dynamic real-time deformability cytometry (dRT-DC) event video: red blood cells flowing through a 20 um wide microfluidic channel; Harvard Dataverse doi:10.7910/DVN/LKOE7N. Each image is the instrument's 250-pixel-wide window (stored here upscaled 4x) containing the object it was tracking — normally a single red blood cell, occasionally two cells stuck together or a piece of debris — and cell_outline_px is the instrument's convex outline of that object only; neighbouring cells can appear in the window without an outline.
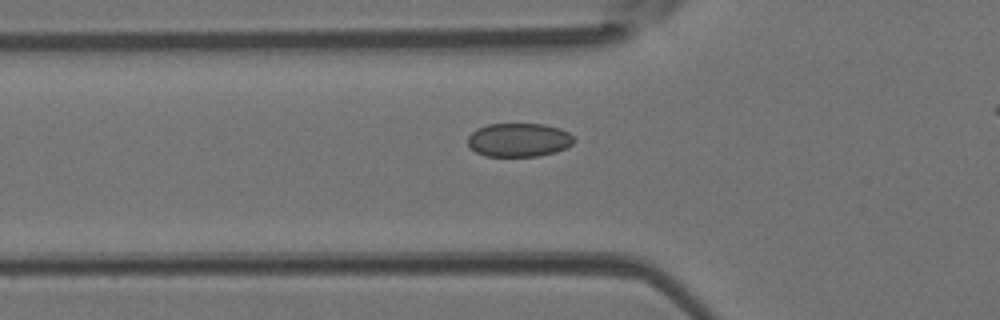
{"species": "Egyptian fruit bat (a non-hibernating species)", "species_latin": "Rousettus aegyptiacus", "temperature_condition": "room temperature", "stored_images_in_passage": 38, "camera_frame_rate_fps": 3000, "um_per_image_px": 0.085, "animal": {"sex": "female"}, "frame": {"image": 1, "passage_image": 13, "time_ms": 4.0, "image_size_px": [1000, 320], "cell_outline_px": [[576, 140], [572, 144], [556, 152], [540, 156], [484, 156], [476, 152], [468, 144], [468, 136], [476, 128], [488, 124], [544, 124], [560, 128], [568, 132]], "centroid_in_image_um": [44.1, 11.89], "position_along_channel_um": 81.7, "area_um2": 20.92}}
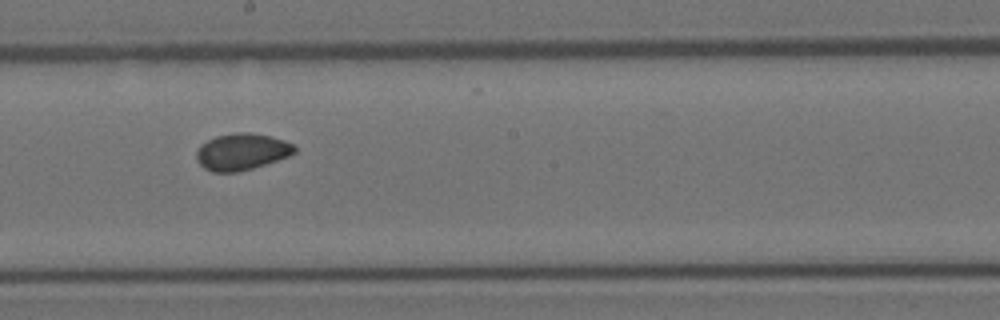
{"frame": {"image": 2, "passage_image": 23, "time_ms": 7.333, "image_size_px": [1000, 320], "cell_outline_px": [[296, 152], [288, 156], [240, 172], [212, 172], [204, 168], [196, 160], [196, 152], [200, 144], [216, 136], [236, 132], [248, 132], [272, 136], [284, 140], [292, 144], [296, 148]], "centroid_in_image_um": [20.52, 12.89], "position_along_channel_um": 227.7, "area_um2": 20.98}}
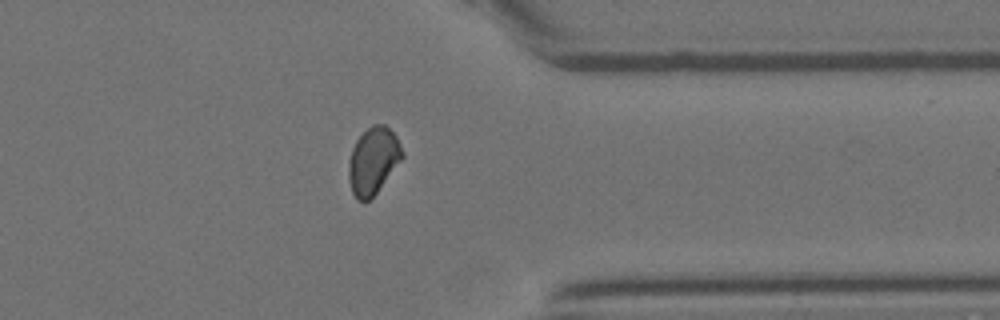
{"frame": {"image": 3, "passage_image": 34, "time_ms": 11.0, "image_size_px": [1000, 320], "cell_outline_px": [[404, 156], [376, 192], [364, 204], [356, 200], [352, 192], [348, 176], [348, 164], [352, 148], [356, 140], [372, 124], [384, 124], [396, 136], [404, 152]], "centroid_in_image_um": [31.7, 13.67], "position_along_channel_um": 379.7, "area_um2": 20.75}}